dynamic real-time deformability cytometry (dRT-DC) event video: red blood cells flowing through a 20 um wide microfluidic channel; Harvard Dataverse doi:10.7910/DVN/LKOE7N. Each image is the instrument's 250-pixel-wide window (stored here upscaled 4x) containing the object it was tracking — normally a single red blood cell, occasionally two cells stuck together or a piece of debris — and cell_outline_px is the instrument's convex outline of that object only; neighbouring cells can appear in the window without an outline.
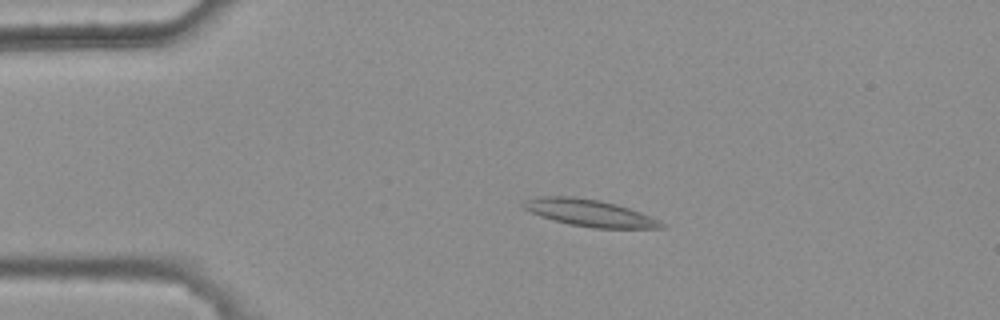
{"species": "common noctule bat (a hibernating species)", "species_latin": "Nyctalus noctula", "temperature_condition": "warm", "stored_images_in_passage": 4, "camera_frame_rate_fps": 3000, "um_per_image_px": 0.085, "animal": {"sex": "female", "body_mass_g": 25.1}, "frame": {"image": 1, "passage_image": 3, "time_ms": 0.667, "image_size_px": [1000, 320], "cell_outline_px": [[668, 228], [592, 228], [568, 224], [540, 216], [524, 208], [520, 204], [528, 200], [540, 196], [572, 196], [600, 200], [616, 204], [640, 212], [664, 224]], "centroid_in_image_um": [50.1, 18.1], "position_along_channel_um": 34.9, "area_um2": 21.39}}